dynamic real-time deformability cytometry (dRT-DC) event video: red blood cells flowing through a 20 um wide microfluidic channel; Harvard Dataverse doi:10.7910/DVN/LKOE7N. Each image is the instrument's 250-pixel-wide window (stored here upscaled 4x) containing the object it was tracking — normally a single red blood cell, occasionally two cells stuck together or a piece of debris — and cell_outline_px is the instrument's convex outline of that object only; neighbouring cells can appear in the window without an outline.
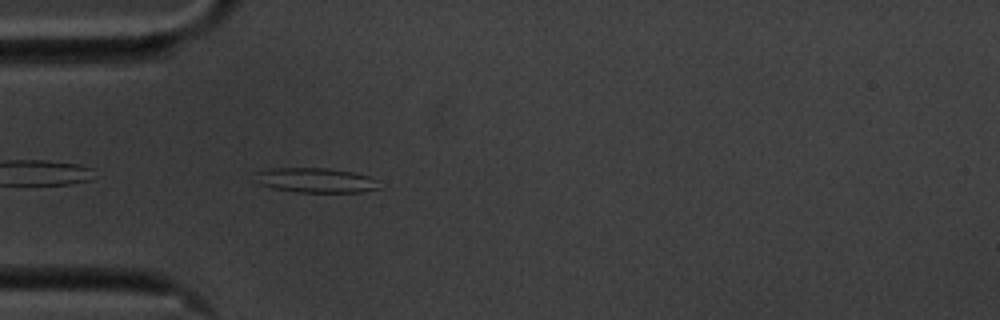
{"species": "common noctule bat (a hibernating species)", "species_latin": "Nyctalus noctula", "temperature_condition": "cold", "stored_images_in_passage": 44, "camera_frame_rate_fps": 3000, "um_per_image_px": 0.085, "animal": {"sex": "male", "body_mass_g": 20.1, "forearm_length_mm": 53.5}, "frame": {"image": 1, "passage_image": 4, "time_ms": 1.0, "image_size_px": [1000, 320], "cell_outline_px": [[384, 188], [364, 192], [296, 192], [272, 188], [260, 184], [252, 180], [256, 172], [272, 168], [324, 168], [352, 172], [368, 176], [376, 180]], "centroid_in_image_um": [26.84, 15.33], "position_along_channel_um": 58.2, "area_um2": 18.09}}
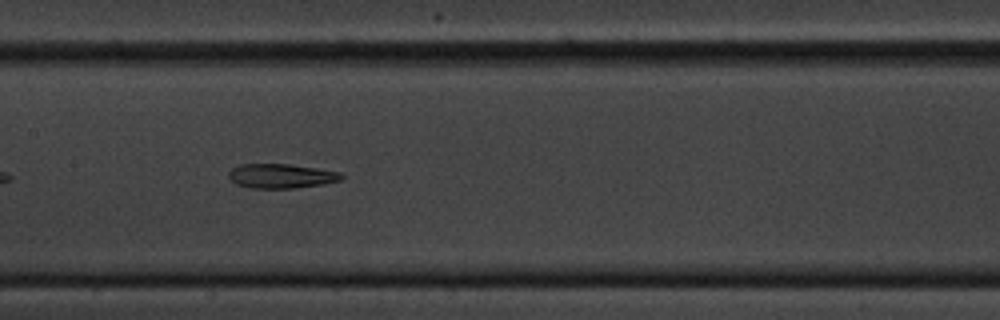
{"frame": {"image": 2, "passage_image": 15, "time_ms": 4.667, "image_size_px": [1000, 320], "cell_outline_px": [[344, 180], [324, 184], [292, 188], [248, 188], [236, 184], [228, 176], [228, 172], [232, 168], [240, 164], [288, 164], [316, 168], [340, 172], [344, 176]], "centroid_in_image_um": [23.91, 14.96], "position_along_channel_um": 183.5, "area_um2": 16.13}}
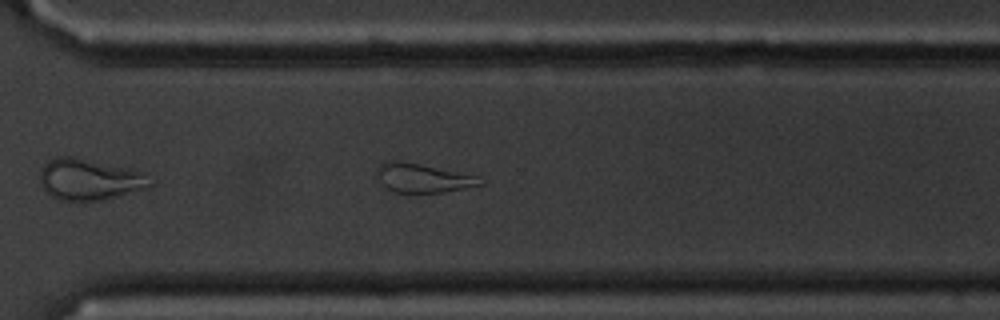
{"frame": {"image": 3, "passage_image": 28, "time_ms": 9.0, "image_size_px": [1000, 320], "cell_outline_px": [[484, 184], [444, 192], [420, 196], [392, 192], [384, 188], [376, 176], [376, 168], [380, 164], [388, 160], [400, 160], [420, 164], [476, 176]], "centroid_in_image_um": [35.82, 15.18], "position_along_channel_um": 334.8, "area_um2": 18.09}, "authors_computed_cell_mechanics": {"area_um2": 17.3689, "velocity_mm_per_s": 3.504, "shape_relaxation_time_tau1_ms": null, "shape_relaxation_time_tau2_ms": 5.243, "deformation_change_tau1": null, "deformation_change_tau2": 0.1641}}